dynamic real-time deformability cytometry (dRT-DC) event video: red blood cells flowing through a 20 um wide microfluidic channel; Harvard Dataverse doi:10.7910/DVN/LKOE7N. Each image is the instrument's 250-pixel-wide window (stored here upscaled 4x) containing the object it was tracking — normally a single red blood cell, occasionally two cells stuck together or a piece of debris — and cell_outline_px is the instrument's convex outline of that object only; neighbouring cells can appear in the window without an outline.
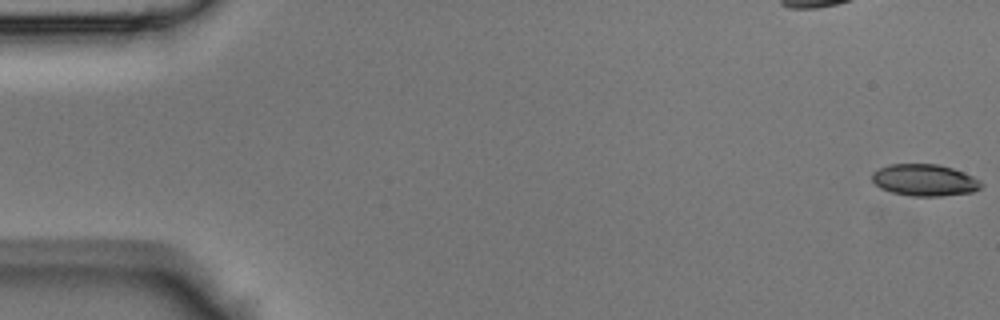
{"species": "Egyptian fruit bat (a non-hibernating species)", "species_latin": "Rousettus aegyptiacus", "temperature_condition": "room temperature", "stored_images_in_passage": 49, "camera_frame_rate_fps": 3000, "um_per_image_px": 0.085, "animal": {"sex": "male"}, "frame": {"image": 1, "passage_image": 1, "time_ms": 0.0, "image_size_px": [1000, 320], "cell_outline_px": [[976, 188], [968, 192], [928, 196], [896, 192], [884, 188], [876, 184], [872, 180], [872, 176], [876, 172], [884, 168], [896, 164], [932, 164], [948, 168], [960, 172], [968, 176], [976, 184]], "centroid_in_image_um": [78.47, 15.29], "position_along_channel_um": 6.5, "area_um2": 18.09}}
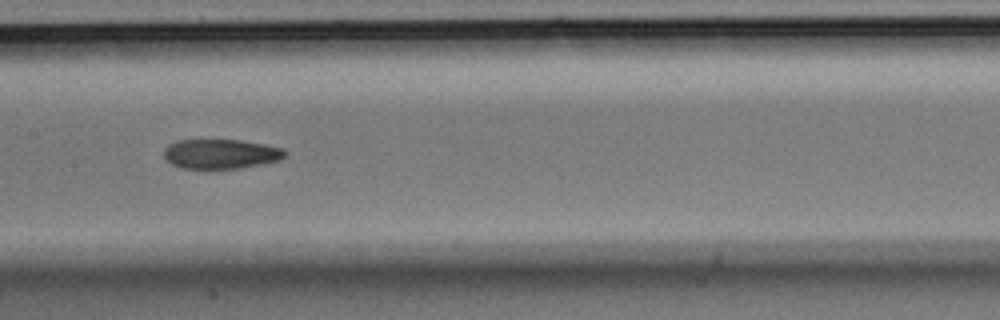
{"frame": {"image": 2, "passage_image": 24, "time_ms": 7.667, "image_size_px": [1000, 320], "cell_outline_px": [[284, 156], [272, 160], [224, 168], [192, 168], [176, 164], [168, 160], [168, 148], [176, 144], [188, 140], [232, 140], [280, 148], [284, 152]], "centroid_in_image_um": [18.75, 13.06], "position_along_channel_um": 188.7, "area_um2": 18.44}}
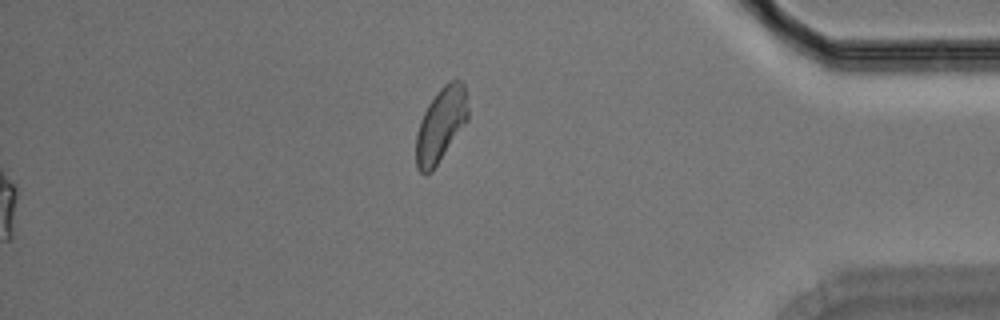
{"frame": {"image": 3, "passage_image": 49, "time_ms": 16.0, "image_size_px": [1000, 320], "cell_outline_px": [[468, 116], [436, 164], [428, 172], [420, 172], [416, 164], [416, 136], [420, 124], [432, 100], [452, 80], [456, 80], [464, 88], [468, 112]], "centroid_in_image_um": [37.44, 10.64], "position_along_channel_um": 397.8, "area_um2": 20.35}}